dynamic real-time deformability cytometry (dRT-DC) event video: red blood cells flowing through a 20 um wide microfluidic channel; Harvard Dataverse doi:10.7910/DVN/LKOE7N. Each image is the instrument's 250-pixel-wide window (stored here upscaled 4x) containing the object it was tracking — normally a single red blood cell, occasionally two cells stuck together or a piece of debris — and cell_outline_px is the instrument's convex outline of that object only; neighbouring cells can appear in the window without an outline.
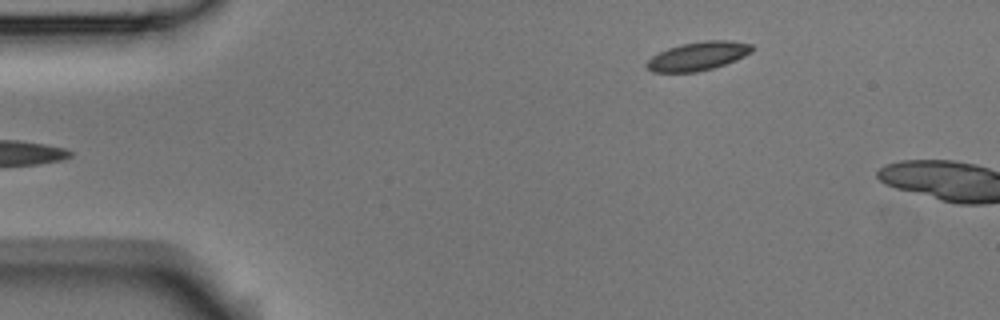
{"species": "Egyptian fruit bat (a non-hibernating species)", "species_latin": "Rousettus aegyptiacus", "temperature_condition": "room temperature", "stored_images_in_passage": 6, "camera_frame_rate_fps": 3000, "um_per_image_px": 0.085, "animal": {"sex": "male"}, "frame": {"image": 1, "passage_image": 6, "time_ms": 1.667, "image_size_px": [1000, 320], "cell_outline_px": [[756, 48], [752, 52], [736, 60], [712, 68], [696, 72], [652, 72], [644, 64], [652, 56], [668, 48], [680, 44], [704, 40], [728, 40], [752, 44]], "centroid_in_image_um": [59.35, 4.76], "position_along_channel_um": 25.7, "area_um2": 17.63}}